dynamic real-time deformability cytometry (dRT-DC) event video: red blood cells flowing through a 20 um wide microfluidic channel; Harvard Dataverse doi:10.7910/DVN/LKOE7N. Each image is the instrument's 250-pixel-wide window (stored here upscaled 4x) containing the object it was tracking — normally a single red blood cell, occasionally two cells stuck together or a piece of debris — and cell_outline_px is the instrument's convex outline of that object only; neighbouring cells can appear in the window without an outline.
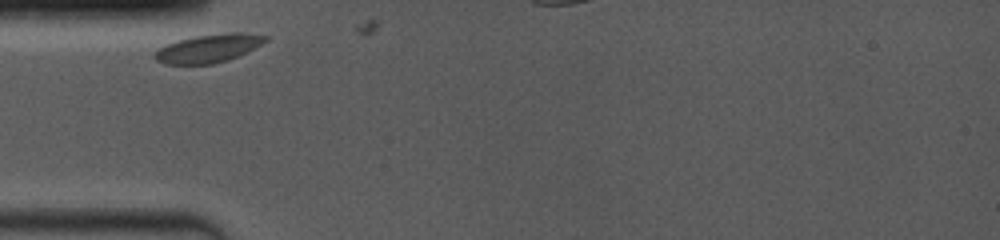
{"species": "common noctule bat (a hibernating species)", "species_latin": "Nyctalus noctula", "temperature_condition": "room temperature", "stored_images_in_passage": 2, "camera_frame_rate_fps": 4000, "um_per_image_px": 0.085, "animal": {"sex": "female", "body_mass_g": 19.0, "forearm_length_mm": 53.3}, "frame": {"image": 1, "passage_image": 1, "time_ms": 0.0, "image_size_px": [1000, 240], "cell_outline_px": [[268, 40], [228, 60], [212, 64], [164, 64], [156, 60], [152, 56], [160, 48], [168, 44], [180, 40], [196, 36], [228, 32], [240, 32], [268, 36]], "centroid_in_image_um": [17.7, 4.11], "position_along_channel_um": 67.3, "area_um2": 17.86}}